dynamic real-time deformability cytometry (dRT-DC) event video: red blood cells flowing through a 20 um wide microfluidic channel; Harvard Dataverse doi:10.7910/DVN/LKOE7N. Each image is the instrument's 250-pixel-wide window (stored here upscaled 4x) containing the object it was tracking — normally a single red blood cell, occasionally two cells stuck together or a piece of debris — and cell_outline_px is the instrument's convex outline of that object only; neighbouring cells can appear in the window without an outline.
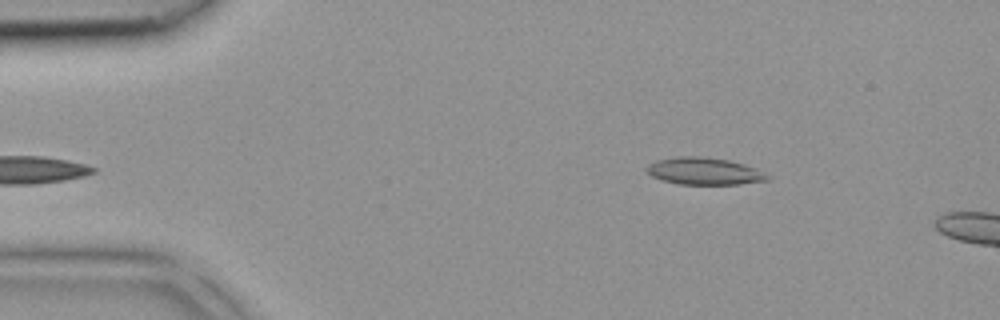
{"species": "common noctule bat (a hibernating species)", "species_latin": "Nyctalus noctula", "temperature_condition": "room temperature", "stored_images_in_passage": 4, "camera_frame_rate_fps": 3000, "um_per_image_px": 0.085, "animal": {"sex": "female", "body_mass_g": 18.4}, "frame": {"image": 1, "passage_image": 1, "time_ms": 0.0, "image_size_px": [1000, 320], "cell_outline_px": [[768, 180], [736, 184], [680, 184], [664, 180], [652, 176], [644, 168], [648, 164], [656, 160], [676, 156], [700, 156], [728, 160], [744, 164], [756, 168], [768, 176]], "centroid_in_image_um": [59.81, 14.53], "position_along_channel_um": 25.2, "area_um2": 18.9}}